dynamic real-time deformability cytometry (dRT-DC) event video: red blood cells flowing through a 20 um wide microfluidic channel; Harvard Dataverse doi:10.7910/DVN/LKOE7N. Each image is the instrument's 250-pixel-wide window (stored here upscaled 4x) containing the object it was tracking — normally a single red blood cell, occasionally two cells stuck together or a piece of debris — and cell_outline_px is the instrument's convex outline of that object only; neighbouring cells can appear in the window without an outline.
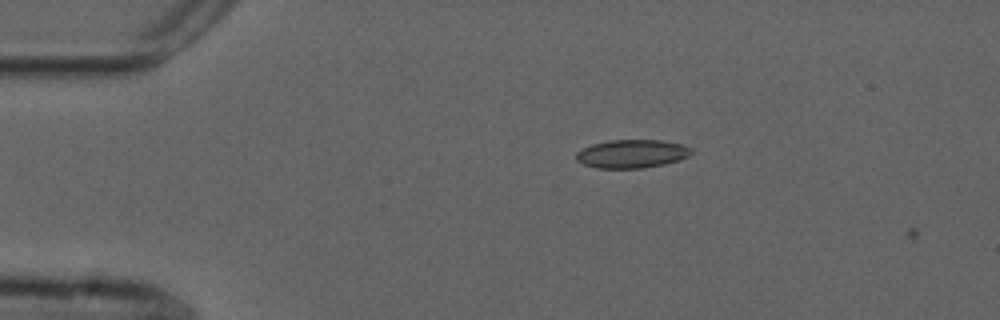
{"species": "common noctule bat (a hibernating species)", "species_latin": "Nyctalus noctula", "temperature_condition": "cold", "stored_images_in_passage": 4, "camera_frame_rate_fps": 3000, "um_per_image_px": 0.085, "animal": {"sex": "male", "forearm_length_mm": 52.5}, "frame": {"image": 1, "passage_image": 3, "time_ms": 0.667, "image_size_px": [1000, 320], "cell_outline_px": [[692, 152], [688, 156], [680, 160], [664, 164], [644, 168], [596, 168], [584, 164], [576, 160], [576, 152], [592, 144], [608, 140], [660, 140], [684, 144], [692, 148]], "centroid_in_image_um": [53.73, 13.07], "position_along_channel_um": 31.3, "area_um2": 19.13}}